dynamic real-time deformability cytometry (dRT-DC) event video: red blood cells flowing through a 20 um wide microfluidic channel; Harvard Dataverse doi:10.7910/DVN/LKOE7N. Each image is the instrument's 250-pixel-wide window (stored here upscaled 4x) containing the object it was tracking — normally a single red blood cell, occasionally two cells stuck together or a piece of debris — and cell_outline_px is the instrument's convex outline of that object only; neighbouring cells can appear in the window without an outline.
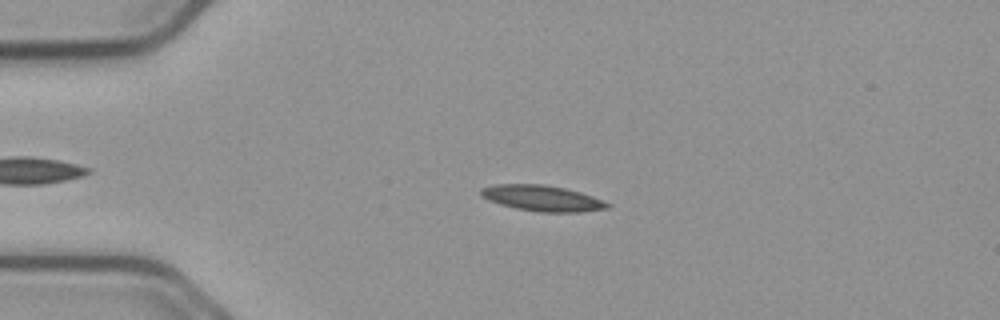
{"species": "common noctule bat (a hibernating species)", "species_latin": "Nyctalus noctula", "temperature_condition": "cold", "stored_images_in_passage": 43, "camera_frame_rate_fps": 3000, "um_per_image_px": 0.085, "animal": {"sex": "male", "body_mass_g": 23.1, "forearm_length_mm": 52.7}, "frame": {"image": 1, "passage_image": 6, "time_ms": 1.667, "image_size_px": [1000, 320], "cell_outline_px": [[612, 204], [608, 208], [580, 212], [540, 212], [516, 208], [500, 204], [488, 200], [480, 196], [480, 188], [496, 184], [544, 184], [564, 188], [580, 192], [604, 200]], "centroid_in_image_um": [46.08, 16.84], "position_along_channel_um": 38.9, "area_um2": 19.07}}
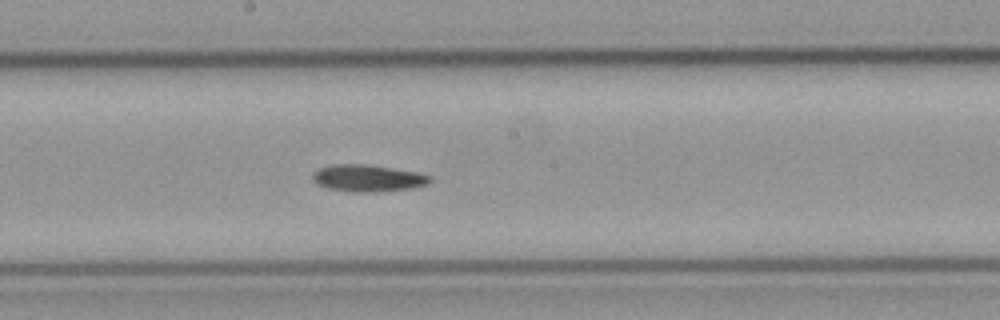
{"frame": {"image": 2, "passage_image": 23, "time_ms": 7.333, "image_size_px": [1000, 320], "cell_outline_px": [[432, 180], [428, 184], [412, 188], [380, 192], [356, 192], [328, 188], [316, 184], [312, 180], [312, 172], [320, 168], [332, 164], [364, 164], [416, 172], [428, 176]], "centroid_in_image_um": [31.22, 15.15], "position_along_channel_um": 217.0, "area_um2": 18.32}}
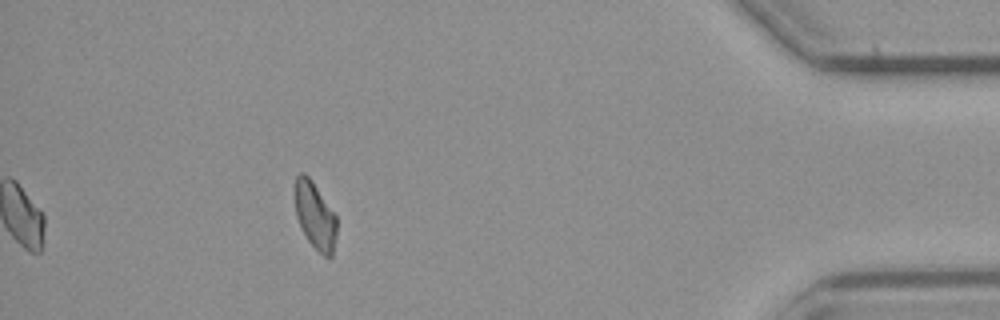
{"frame": {"image": 3, "passage_image": 43, "time_ms": 14.0, "image_size_px": [1000, 320], "cell_outline_px": [[336, 236], [332, 256], [324, 256], [308, 240], [296, 216], [296, 176], [300, 172], [304, 172], [312, 180], [336, 216]], "centroid_in_image_um": [26.79, 18.31], "position_along_channel_um": 408.4, "area_um2": 15.84}}